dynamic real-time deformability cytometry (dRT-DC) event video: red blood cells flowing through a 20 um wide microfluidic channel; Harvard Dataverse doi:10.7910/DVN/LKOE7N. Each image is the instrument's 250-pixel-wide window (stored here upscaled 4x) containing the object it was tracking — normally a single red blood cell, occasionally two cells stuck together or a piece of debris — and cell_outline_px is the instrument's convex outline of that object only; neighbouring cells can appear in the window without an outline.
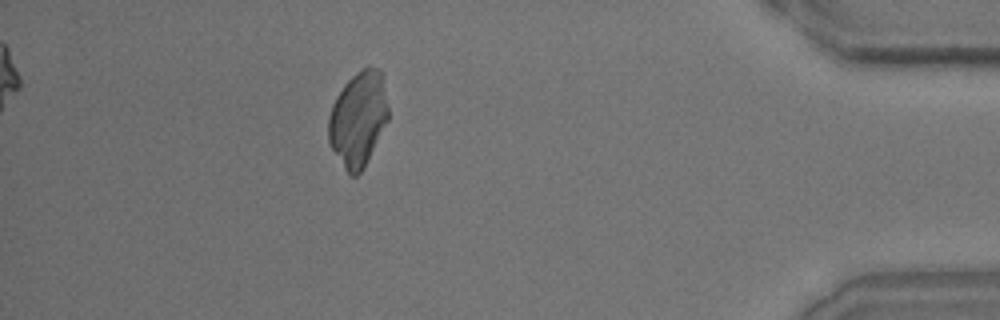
{"species": "common noctule bat (a hibernating species)", "species_latin": "Nyctalus noctula", "temperature_condition": "room temperature", "stored_images_in_passage": 35, "camera_frame_rate_fps": 3000, "um_per_image_px": 0.085, "animal": {"sex": "male", "body_mass_g": 15.6}, "frame": {"image": 1, "passage_image": 30, "time_ms": 9.667, "image_size_px": [1000, 320], "cell_outline_px": [[388, 120], [364, 168], [356, 176], [348, 176], [332, 148], [328, 140], [328, 116], [332, 104], [336, 96], [344, 84], [356, 72], [364, 68], [380, 68], [388, 108]], "centroid_in_image_um": [30.43, 10.14], "position_along_channel_um": 404.8, "area_um2": 32.95}}